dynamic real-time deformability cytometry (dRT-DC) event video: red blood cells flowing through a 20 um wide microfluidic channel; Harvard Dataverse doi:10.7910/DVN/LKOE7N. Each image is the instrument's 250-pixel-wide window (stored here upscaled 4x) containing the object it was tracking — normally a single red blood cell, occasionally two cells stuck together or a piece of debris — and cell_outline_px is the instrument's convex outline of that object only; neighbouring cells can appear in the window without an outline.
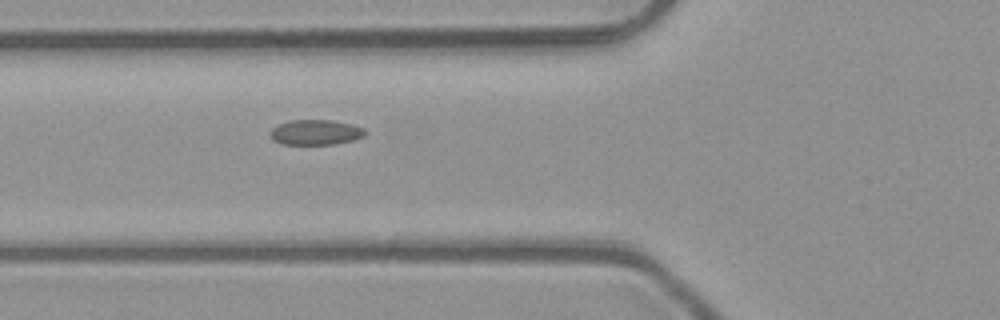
{"species": "common noctule bat (a hibernating species)", "species_latin": "Nyctalus noctula", "temperature_condition": "room temperature", "stored_images_in_passage": 2, "camera_frame_rate_fps": 3000, "um_per_image_px": 0.085, "animal": {"sex": "male", "body_mass_g": 23.1, "forearm_length_mm": 52.7}, "frame": {"image": 1, "passage_image": 2, "time_ms": 0.333, "image_size_px": [1000, 320], "cell_outline_px": [[368, 132], [364, 136], [352, 140], [332, 144], [284, 144], [272, 140], [268, 132], [272, 128], [288, 120], [332, 120], [352, 124], [364, 128]], "centroid_in_image_um": [26.82, 11.24], "position_along_channel_um": 99.0, "area_um2": 13.99}}